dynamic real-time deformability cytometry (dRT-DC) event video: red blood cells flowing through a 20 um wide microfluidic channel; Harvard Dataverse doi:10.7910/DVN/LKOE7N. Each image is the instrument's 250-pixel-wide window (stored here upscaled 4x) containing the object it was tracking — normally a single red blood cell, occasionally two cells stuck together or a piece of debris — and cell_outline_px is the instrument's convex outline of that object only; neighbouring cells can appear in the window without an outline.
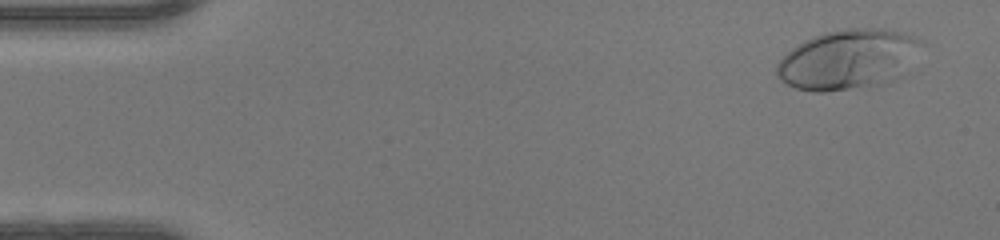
{"species": "human", "species_latin": "Homo sapiens", "temperature_condition": "warm", "stored_images_in_passage": 51, "camera_frame_rate_fps": 3000, "um_per_image_px": 0.085, "donor": {"sex": "female"}, "frame": {"image": 1, "passage_image": 5, "time_ms": 1.333, "image_size_px": [1000, 240], "cell_outline_px": [[888, 36], [856, 84], [844, 88], [800, 88], [788, 84], [780, 76], [780, 64], [796, 48], [812, 40], [824, 36], [840, 32], [884, 32]], "centroid_in_image_um": [70.71, 5.11], "position_along_channel_um": 14.3, "area_um2": 31.44}}
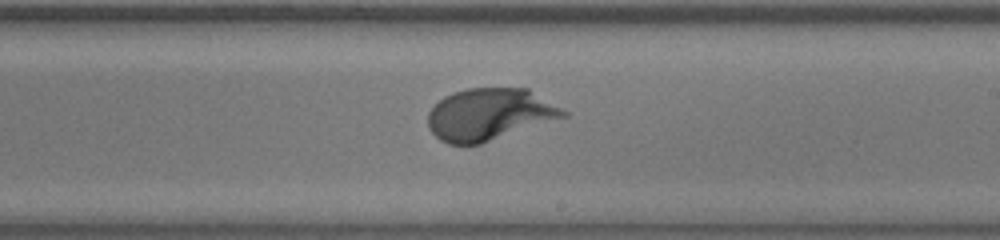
{"frame": {"image": 2, "passage_image": 31, "time_ms": 10.0, "image_size_px": [1000, 240], "cell_outline_px": [[568, 112], [564, 116], [476, 144], [452, 144], [436, 136], [432, 132], [428, 124], [428, 112], [440, 100], [456, 92], [472, 88], [528, 88]], "centroid_in_image_um": [41.58, 9.69], "position_along_channel_um": 247.4, "area_um2": 39.48}}
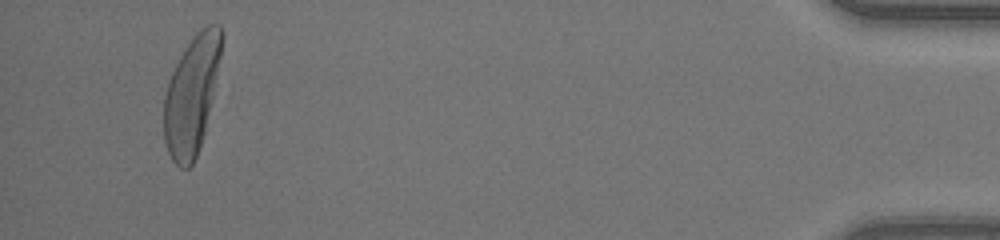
{"frame": {"image": 3, "passage_image": 49, "time_ms": 16.0, "image_size_px": [1000, 240], "cell_outline_px": [[220, 52], [204, 132], [196, 156], [192, 164], [188, 168], [180, 168], [172, 160], [168, 152], [164, 140], [164, 100], [168, 84], [176, 64], [188, 44], [204, 28], [212, 24], [220, 28]], "centroid_in_image_um": [16.22, 8.2], "position_along_channel_um": 419.0, "area_um2": 37.51}, "authors_computed_cell_mechanics": {"area_um2": 34.68, "velocity_mm_per_s": 4.168, "shape_relaxation_time_tau1_ms": 3.8629, "shape_relaxation_time_tau2_ms": null, "deformation_change_tau1": 0.2242, "deformation_change_tau2": null}}